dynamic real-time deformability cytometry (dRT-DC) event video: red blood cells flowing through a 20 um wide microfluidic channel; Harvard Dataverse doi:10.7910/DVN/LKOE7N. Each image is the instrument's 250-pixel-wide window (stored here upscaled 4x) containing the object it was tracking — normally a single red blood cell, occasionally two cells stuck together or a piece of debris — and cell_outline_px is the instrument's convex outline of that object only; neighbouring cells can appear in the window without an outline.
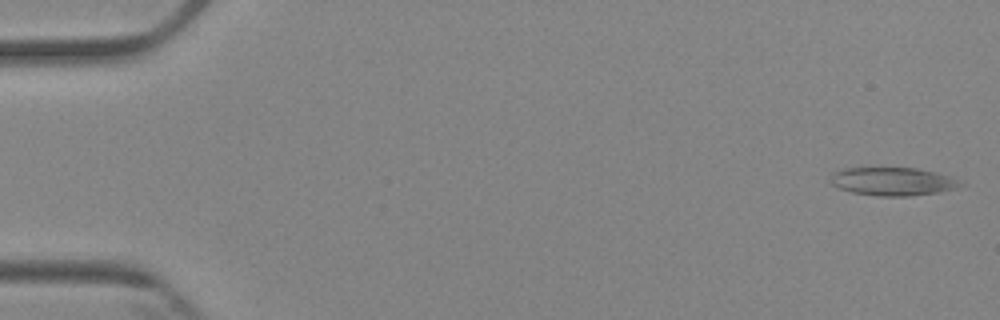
{"species": "Egyptian fruit bat (a non-hibernating species)", "species_latin": "Rousettus aegyptiacus", "temperature_condition": "cold", "stored_images_in_passage": 4, "camera_frame_rate_fps": 3000, "um_per_image_px": 0.085, "animal": {"sex": "female"}, "frame": {"image": 1, "passage_image": 1, "time_ms": 0.0, "image_size_px": [1000, 320], "cell_outline_px": [[964, 184], [956, 188], [936, 192], [912, 196], [880, 196], [852, 192], [840, 188], [832, 184], [828, 180], [832, 172], [844, 168], [916, 168], [936, 172], [960, 180]], "centroid_in_image_um": [75.86, 15.42], "position_along_channel_um": 9.1, "area_um2": 21.33}}
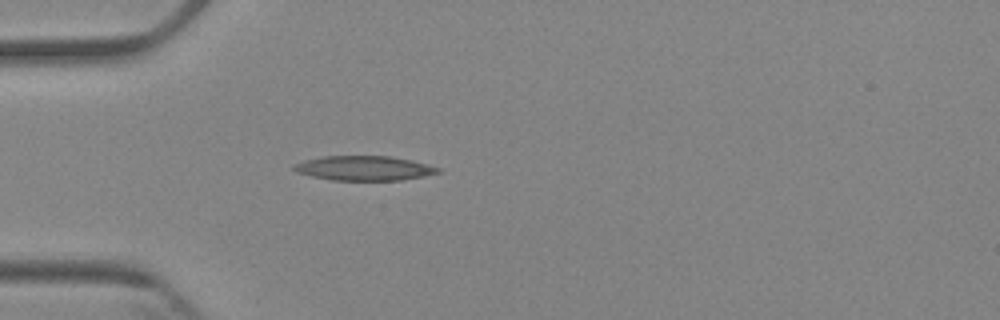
{"frame": {"image": 2, "passage_image": 4, "time_ms": 4.667, "image_size_px": [1000, 320], "cell_outline_px": [[444, 172], [424, 176], [400, 180], [332, 180], [312, 176], [296, 172], [292, 168], [292, 164], [304, 160], [324, 156], [392, 156], [428, 164], [440, 168]], "centroid_in_image_um": [30.96, 14.29], "position_along_channel_um": 54.0, "area_um2": 20.75}}